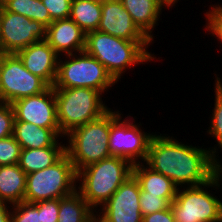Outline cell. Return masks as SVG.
Wrapping results in <instances>:
<instances>
[{
  "mask_svg": "<svg viewBox=\"0 0 222 222\" xmlns=\"http://www.w3.org/2000/svg\"><path fill=\"white\" fill-rule=\"evenodd\" d=\"M145 162L181 188L203 185L213 176V156L207 148L183 144L168 134L153 136Z\"/></svg>",
  "mask_w": 222,
  "mask_h": 222,
  "instance_id": "cell-1",
  "label": "cell"
},
{
  "mask_svg": "<svg viewBox=\"0 0 222 222\" xmlns=\"http://www.w3.org/2000/svg\"><path fill=\"white\" fill-rule=\"evenodd\" d=\"M152 41H127L95 30L86 34L85 51L96 58L118 82L122 74L137 64L156 59L147 48ZM144 62V63H143Z\"/></svg>",
  "mask_w": 222,
  "mask_h": 222,
  "instance_id": "cell-2",
  "label": "cell"
},
{
  "mask_svg": "<svg viewBox=\"0 0 222 222\" xmlns=\"http://www.w3.org/2000/svg\"><path fill=\"white\" fill-rule=\"evenodd\" d=\"M132 167L128 160L115 156L92 163L77 172V191L96 211L132 175Z\"/></svg>",
  "mask_w": 222,
  "mask_h": 222,
  "instance_id": "cell-3",
  "label": "cell"
},
{
  "mask_svg": "<svg viewBox=\"0 0 222 222\" xmlns=\"http://www.w3.org/2000/svg\"><path fill=\"white\" fill-rule=\"evenodd\" d=\"M54 95L57 121L64 136L110 109L103 103L102 93L91 88H54Z\"/></svg>",
  "mask_w": 222,
  "mask_h": 222,
  "instance_id": "cell-4",
  "label": "cell"
},
{
  "mask_svg": "<svg viewBox=\"0 0 222 222\" xmlns=\"http://www.w3.org/2000/svg\"><path fill=\"white\" fill-rule=\"evenodd\" d=\"M110 109L96 120L73 129L65 138V151L76 172L111 157L109 151Z\"/></svg>",
  "mask_w": 222,
  "mask_h": 222,
  "instance_id": "cell-5",
  "label": "cell"
},
{
  "mask_svg": "<svg viewBox=\"0 0 222 222\" xmlns=\"http://www.w3.org/2000/svg\"><path fill=\"white\" fill-rule=\"evenodd\" d=\"M77 172L65 153L53 165L27 174L24 202L60 199L77 190Z\"/></svg>",
  "mask_w": 222,
  "mask_h": 222,
  "instance_id": "cell-6",
  "label": "cell"
},
{
  "mask_svg": "<svg viewBox=\"0 0 222 222\" xmlns=\"http://www.w3.org/2000/svg\"><path fill=\"white\" fill-rule=\"evenodd\" d=\"M64 57L65 61L59 57L58 72L53 88L85 87L103 94L117 83L105 67L85 50L64 55Z\"/></svg>",
  "mask_w": 222,
  "mask_h": 222,
  "instance_id": "cell-7",
  "label": "cell"
},
{
  "mask_svg": "<svg viewBox=\"0 0 222 222\" xmlns=\"http://www.w3.org/2000/svg\"><path fill=\"white\" fill-rule=\"evenodd\" d=\"M210 187L220 189L213 179L200 186L179 187L170 204L175 222H222V200L210 193Z\"/></svg>",
  "mask_w": 222,
  "mask_h": 222,
  "instance_id": "cell-8",
  "label": "cell"
},
{
  "mask_svg": "<svg viewBox=\"0 0 222 222\" xmlns=\"http://www.w3.org/2000/svg\"><path fill=\"white\" fill-rule=\"evenodd\" d=\"M119 112L118 110L113 111L110 109V155L124 158L132 165L142 163V161L145 163L150 142L155 134L153 132L152 134L150 132L147 133L140 129L142 125H137L133 121L134 118L132 121L128 116L122 119V113Z\"/></svg>",
  "mask_w": 222,
  "mask_h": 222,
  "instance_id": "cell-9",
  "label": "cell"
},
{
  "mask_svg": "<svg viewBox=\"0 0 222 222\" xmlns=\"http://www.w3.org/2000/svg\"><path fill=\"white\" fill-rule=\"evenodd\" d=\"M49 85L25 68L15 53H2L0 60V102L14 101L44 92Z\"/></svg>",
  "mask_w": 222,
  "mask_h": 222,
  "instance_id": "cell-10",
  "label": "cell"
},
{
  "mask_svg": "<svg viewBox=\"0 0 222 222\" xmlns=\"http://www.w3.org/2000/svg\"><path fill=\"white\" fill-rule=\"evenodd\" d=\"M46 39V26L24 15L6 11L0 16V51L16 53L27 46Z\"/></svg>",
  "mask_w": 222,
  "mask_h": 222,
  "instance_id": "cell-11",
  "label": "cell"
},
{
  "mask_svg": "<svg viewBox=\"0 0 222 222\" xmlns=\"http://www.w3.org/2000/svg\"><path fill=\"white\" fill-rule=\"evenodd\" d=\"M140 192L136 178L129 176L96 211V222H142Z\"/></svg>",
  "mask_w": 222,
  "mask_h": 222,
  "instance_id": "cell-12",
  "label": "cell"
},
{
  "mask_svg": "<svg viewBox=\"0 0 222 222\" xmlns=\"http://www.w3.org/2000/svg\"><path fill=\"white\" fill-rule=\"evenodd\" d=\"M11 105L14 121L29 122L38 127L60 130L53 87L49 86L40 94L18 99Z\"/></svg>",
  "mask_w": 222,
  "mask_h": 222,
  "instance_id": "cell-13",
  "label": "cell"
},
{
  "mask_svg": "<svg viewBox=\"0 0 222 222\" xmlns=\"http://www.w3.org/2000/svg\"><path fill=\"white\" fill-rule=\"evenodd\" d=\"M97 30L127 41H151L137 27L120 0L101 3V21Z\"/></svg>",
  "mask_w": 222,
  "mask_h": 222,
  "instance_id": "cell-14",
  "label": "cell"
},
{
  "mask_svg": "<svg viewBox=\"0 0 222 222\" xmlns=\"http://www.w3.org/2000/svg\"><path fill=\"white\" fill-rule=\"evenodd\" d=\"M15 54L27 70L39 76L49 86H54L60 56L45 40L33 43Z\"/></svg>",
  "mask_w": 222,
  "mask_h": 222,
  "instance_id": "cell-15",
  "label": "cell"
},
{
  "mask_svg": "<svg viewBox=\"0 0 222 222\" xmlns=\"http://www.w3.org/2000/svg\"><path fill=\"white\" fill-rule=\"evenodd\" d=\"M45 41L62 57L84 51L86 33L70 18L55 20L46 27Z\"/></svg>",
  "mask_w": 222,
  "mask_h": 222,
  "instance_id": "cell-16",
  "label": "cell"
},
{
  "mask_svg": "<svg viewBox=\"0 0 222 222\" xmlns=\"http://www.w3.org/2000/svg\"><path fill=\"white\" fill-rule=\"evenodd\" d=\"M137 27L154 42L153 30L167 5L162 0H120Z\"/></svg>",
  "mask_w": 222,
  "mask_h": 222,
  "instance_id": "cell-17",
  "label": "cell"
},
{
  "mask_svg": "<svg viewBox=\"0 0 222 222\" xmlns=\"http://www.w3.org/2000/svg\"><path fill=\"white\" fill-rule=\"evenodd\" d=\"M144 164L142 162L134 164L132 167V175L138 181L140 190L149 193V195L165 198L171 204L179 187L163 174L153 171Z\"/></svg>",
  "mask_w": 222,
  "mask_h": 222,
  "instance_id": "cell-18",
  "label": "cell"
},
{
  "mask_svg": "<svg viewBox=\"0 0 222 222\" xmlns=\"http://www.w3.org/2000/svg\"><path fill=\"white\" fill-rule=\"evenodd\" d=\"M13 136L20 144L21 149H39L50 147L65 139L60 130L38 127L29 122L14 121Z\"/></svg>",
  "mask_w": 222,
  "mask_h": 222,
  "instance_id": "cell-19",
  "label": "cell"
},
{
  "mask_svg": "<svg viewBox=\"0 0 222 222\" xmlns=\"http://www.w3.org/2000/svg\"><path fill=\"white\" fill-rule=\"evenodd\" d=\"M27 174L19 164L0 166V201L10 205L24 201Z\"/></svg>",
  "mask_w": 222,
  "mask_h": 222,
  "instance_id": "cell-20",
  "label": "cell"
},
{
  "mask_svg": "<svg viewBox=\"0 0 222 222\" xmlns=\"http://www.w3.org/2000/svg\"><path fill=\"white\" fill-rule=\"evenodd\" d=\"M56 142L50 147L39 149H21L19 167L30 174L45 169L56 163L65 153V144Z\"/></svg>",
  "mask_w": 222,
  "mask_h": 222,
  "instance_id": "cell-21",
  "label": "cell"
},
{
  "mask_svg": "<svg viewBox=\"0 0 222 222\" xmlns=\"http://www.w3.org/2000/svg\"><path fill=\"white\" fill-rule=\"evenodd\" d=\"M58 222H96V211L76 190L59 199Z\"/></svg>",
  "mask_w": 222,
  "mask_h": 222,
  "instance_id": "cell-22",
  "label": "cell"
},
{
  "mask_svg": "<svg viewBox=\"0 0 222 222\" xmlns=\"http://www.w3.org/2000/svg\"><path fill=\"white\" fill-rule=\"evenodd\" d=\"M86 34L98 29L101 21V2L72 0L70 17Z\"/></svg>",
  "mask_w": 222,
  "mask_h": 222,
  "instance_id": "cell-23",
  "label": "cell"
},
{
  "mask_svg": "<svg viewBox=\"0 0 222 222\" xmlns=\"http://www.w3.org/2000/svg\"><path fill=\"white\" fill-rule=\"evenodd\" d=\"M3 8L6 11L21 14L28 19L41 22L46 27L53 22L48 9L41 0H11Z\"/></svg>",
  "mask_w": 222,
  "mask_h": 222,
  "instance_id": "cell-24",
  "label": "cell"
},
{
  "mask_svg": "<svg viewBox=\"0 0 222 222\" xmlns=\"http://www.w3.org/2000/svg\"><path fill=\"white\" fill-rule=\"evenodd\" d=\"M215 102H214V108L212 109V116L210 120V127L208 128L207 133L210 134V136L214 137L217 141V146H214V148H208L212 156H217L219 148L222 150V80L217 77H215Z\"/></svg>",
  "mask_w": 222,
  "mask_h": 222,
  "instance_id": "cell-25",
  "label": "cell"
},
{
  "mask_svg": "<svg viewBox=\"0 0 222 222\" xmlns=\"http://www.w3.org/2000/svg\"><path fill=\"white\" fill-rule=\"evenodd\" d=\"M21 147L12 135L0 139V166L18 164Z\"/></svg>",
  "mask_w": 222,
  "mask_h": 222,
  "instance_id": "cell-26",
  "label": "cell"
},
{
  "mask_svg": "<svg viewBox=\"0 0 222 222\" xmlns=\"http://www.w3.org/2000/svg\"><path fill=\"white\" fill-rule=\"evenodd\" d=\"M11 207V222H41L38 207L34 203L23 201Z\"/></svg>",
  "mask_w": 222,
  "mask_h": 222,
  "instance_id": "cell-27",
  "label": "cell"
},
{
  "mask_svg": "<svg viewBox=\"0 0 222 222\" xmlns=\"http://www.w3.org/2000/svg\"><path fill=\"white\" fill-rule=\"evenodd\" d=\"M139 202L142 216L150 215L170 207V203L165 198L158 195H149V193L143 190L140 192Z\"/></svg>",
  "mask_w": 222,
  "mask_h": 222,
  "instance_id": "cell-28",
  "label": "cell"
},
{
  "mask_svg": "<svg viewBox=\"0 0 222 222\" xmlns=\"http://www.w3.org/2000/svg\"><path fill=\"white\" fill-rule=\"evenodd\" d=\"M209 11L204 14L206 15V26L205 29L210 33L211 36L218 38L219 43H222V5H212Z\"/></svg>",
  "mask_w": 222,
  "mask_h": 222,
  "instance_id": "cell-29",
  "label": "cell"
},
{
  "mask_svg": "<svg viewBox=\"0 0 222 222\" xmlns=\"http://www.w3.org/2000/svg\"><path fill=\"white\" fill-rule=\"evenodd\" d=\"M48 9L51 20H61L70 17L72 0H41Z\"/></svg>",
  "mask_w": 222,
  "mask_h": 222,
  "instance_id": "cell-30",
  "label": "cell"
},
{
  "mask_svg": "<svg viewBox=\"0 0 222 222\" xmlns=\"http://www.w3.org/2000/svg\"><path fill=\"white\" fill-rule=\"evenodd\" d=\"M14 120L12 105L0 102V139L13 135Z\"/></svg>",
  "mask_w": 222,
  "mask_h": 222,
  "instance_id": "cell-31",
  "label": "cell"
},
{
  "mask_svg": "<svg viewBox=\"0 0 222 222\" xmlns=\"http://www.w3.org/2000/svg\"><path fill=\"white\" fill-rule=\"evenodd\" d=\"M34 204L38 207L41 222H58L59 199L42 200Z\"/></svg>",
  "mask_w": 222,
  "mask_h": 222,
  "instance_id": "cell-32",
  "label": "cell"
},
{
  "mask_svg": "<svg viewBox=\"0 0 222 222\" xmlns=\"http://www.w3.org/2000/svg\"><path fill=\"white\" fill-rule=\"evenodd\" d=\"M142 222H175L171 206L165 210L143 216Z\"/></svg>",
  "mask_w": 222,
  "mask_h": 222,
  "instance_id": "cell-33",
  "label": "cell"
},
{
  "mask_svg": "<svg viewBox=\"0 0 222 222\" xmlns=\"http://www.w3.org/2000/svg\"><path fill=\"white\" fill-rule=\"evenodd\" d=\"M219 156H213V168H212V179L215 181V183L220 187V183L222 181V164L221 159H217Z\"/></svg>",
  "mask_w": 222,
  "mask_h": 222,
  "instance_id": "cell-34",
  "label": "cell"
},
{
  "mask_svg": "<svg viewBox=\"0 0 222 222\" xmlns=\"http://www.w3.org/2000/svg\"><path fill=\"white\" fill-rule=\"evenodd\" d=\"M11 208L8 203L0 201V222H11Z\"/></svg>",
  "mask_w": 222,
  "mask_h": 222,
  "instance_id": "cell-35",
  "label": "cell"
},
{
  "mask_svg": "<svg viewBox=\"0 0 222 222\" xmlns=\"http://www.w3.org/2000/svg\"><path fill=\"white\" fill-rule=\"evenodd\" d=\"M166 5L167 8H172L173 6H175V3H177L179 0H162Z\"/></svg>",
  "mask_w": 222,
  "mask_h": 222,
  "instance_id": "cell-36",
  "label": "cell"
},
{
  "mask_svg": "<svg viewBox=\"0 0 222 222\" xmlns=\"http://www.w3.org/2000/svg\"><path fill=\"white\" fill-rule=\"evenodd\" d=\"M9 1L11 0H0V6L3 7Z\"/></svg>",
  "mask_w": 222,
  "mask_h": 222,
  "instance_id": "cell-37",
  "label": "cell"
},
{
  "mask_svg": "<svg viewBox=\"0 0 222 222\" xmlns=\"http://www.w3.org/2000/svg\"><path fill=\"white\" fill-rule=\"evenodd\" d=\"M94 1H98V2H101V3H102V2L105 1V0H94Z\"/></svg>",
  "mask_w": 222,
  "mask_h": 222,
  "instance_id": "cell-38",
  "label": "cell"
}]
</instances>
